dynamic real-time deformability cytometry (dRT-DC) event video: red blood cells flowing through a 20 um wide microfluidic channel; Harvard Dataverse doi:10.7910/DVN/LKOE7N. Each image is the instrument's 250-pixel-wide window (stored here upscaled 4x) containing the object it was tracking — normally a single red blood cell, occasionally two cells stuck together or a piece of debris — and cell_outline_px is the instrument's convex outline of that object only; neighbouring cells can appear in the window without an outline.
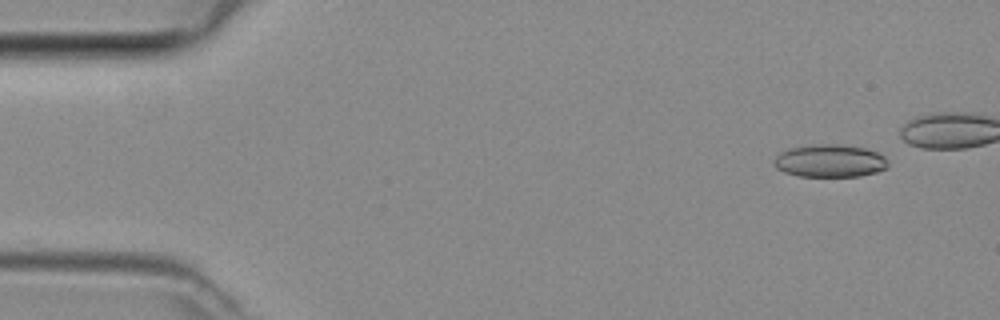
{"species": "common noctule bat (a hibernating species)", "species_latin": "Nyctalus noctula", "temperature_condition": "room temperature", "stored_images_in_passage": 29, "camera_frame_rate_fps": 3000, "um_per_image_px": 0.085, "animal": {"sex": "female", "body_mass_g": 29.2, "forearm_length_mm": 56.3}, "frame": {"image": 1, "passage_image": 4, "time_ms": 1.0, "image_size_px": [1000, 320], "cell_outline_px": [[888, 168], [876, 172], [860, 176], [800, 176], [784, 172], [776, 168], [772, 160], [780, 152], [788, 148], [812, 144], [840, 144], [864, 148], [876, 152], [884, 156], [888, 160]], "centroid_in_image_um": [70.52, 13.66], "position_along_channel_um": 14.5, "area_um2": 21.91}}
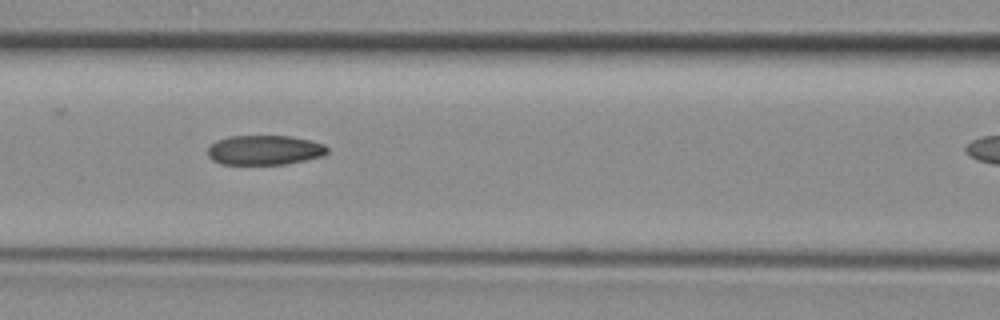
{"frame": {"image": 2, "passage_image": 20, "time_ms": 6.333, "image_size_px": [1000, 320], "cell_outline_px": [[328, 152], [324, 156], [284, 164], [220, 164], [212, 160], [208, 156], [208, 148], [216, 140], [228, 136], [292, 136], [324, 144], [328, 148]], "centroid_in_image_um": [22.48, 12.75], "position_along_channel_um": 144.1, "area_um2": 20.69}}
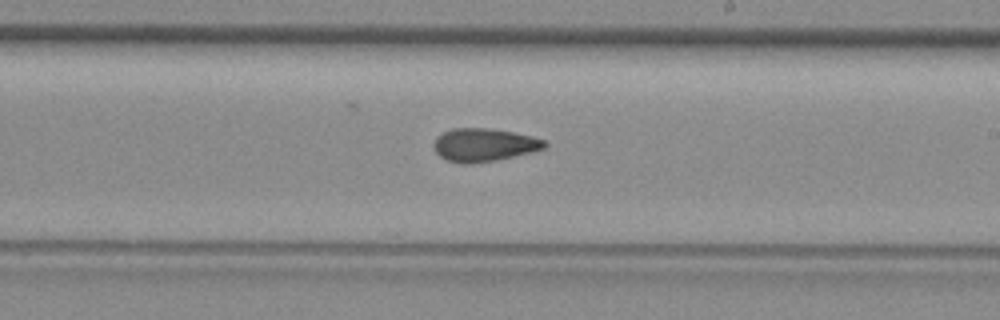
{"frame": {"image": 3, "passage_image": 27, "time_ms": 8.667, "image_size_px": [1000, 320], "cell_outline_px": [[548, 144], [544, 148], [532, 152], [496, 160], [472, 164], [460, 164], [444, 160], [432, 148], [432, 144], [436, 136], [452, 128], [484, 128], [512, 132], [532, 136], [544, 140]], "centroid_in_image_um": [41.08, 12.33], "position_along_channel_um": 247.9, "area_um2": 21.56}}